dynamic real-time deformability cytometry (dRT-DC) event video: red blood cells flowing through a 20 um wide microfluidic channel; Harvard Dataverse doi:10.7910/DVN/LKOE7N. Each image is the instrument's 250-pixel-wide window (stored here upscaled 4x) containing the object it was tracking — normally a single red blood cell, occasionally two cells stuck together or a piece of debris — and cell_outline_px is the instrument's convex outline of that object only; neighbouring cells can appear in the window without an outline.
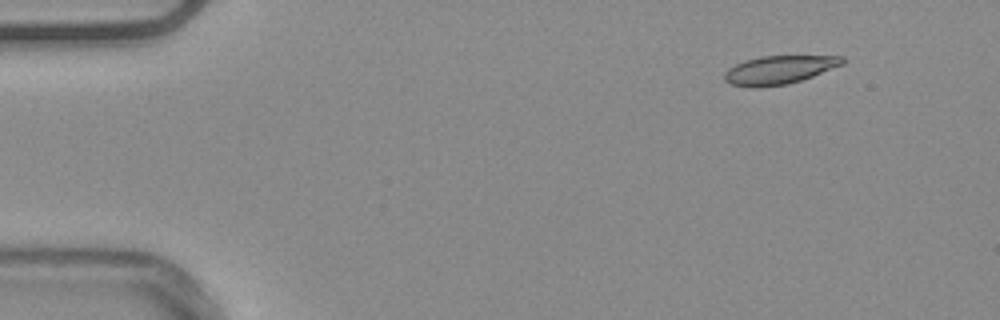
{"species": "common noctule bat (a hibernating species)", "species_latin": "Nyctalus noctula", "temperature_condition": "warm", "stored_images_in_passage": 4, "camera_frame_rate_fps": 3000, "um_per_image_px": 0.085, "animal": {"sex": "male", "body_mass_g": 20.4}, "frame": {"image": 1, "passage_image": 2, "time_ms": 0.333, "image_size_px": [1000, 320], "cell_outline_px": [[844, 64], [812, 76], [800, 80], [784, 84], [760, 88], [752, 88], [732, 84], [724, 80], [724, 72], [728, 68], [744, 60], [760, 56], [844, 56]], "centroid_in_image_um": [66.19, 5.94], "position_along_channel_um": 18.8, "area_um2": 19.48}}
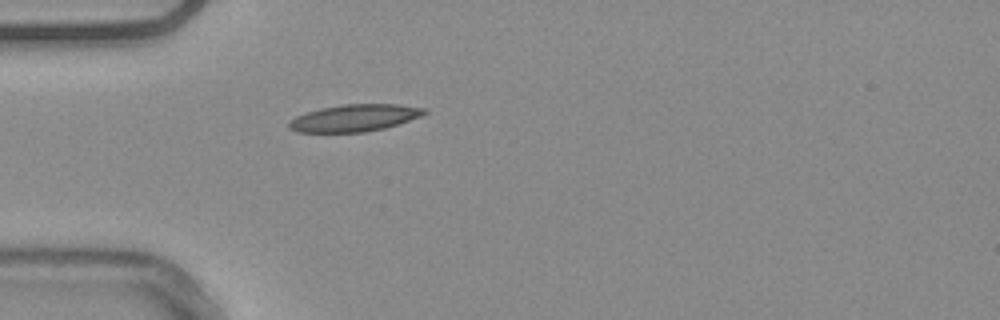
{"frame": {"image": 2, "passage_image": 4, "time_ms": 1.0, "image_size_px": [1000, 320], "cell_outline_px": [[428, 112], [420, 116], [384, 128], [364, 132], [296, 132], [288, 128], [288, 124], [296, 116], [320, 108], [344, 104], [396, 104], [424, 108]], "centroid_in_image_um": [30.1, 10.02], "position_along_channel_um": 54.9, "area_um2": 21.04}}